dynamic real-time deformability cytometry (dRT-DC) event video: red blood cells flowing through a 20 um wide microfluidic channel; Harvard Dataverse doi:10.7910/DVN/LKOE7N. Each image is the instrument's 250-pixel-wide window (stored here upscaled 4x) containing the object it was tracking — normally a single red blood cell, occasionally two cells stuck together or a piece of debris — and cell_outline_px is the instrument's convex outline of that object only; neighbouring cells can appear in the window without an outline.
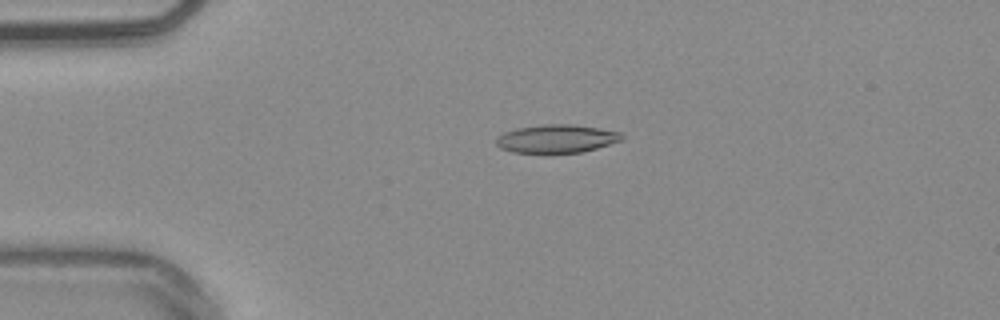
{"species": "common noctule bat (a hibernating species)", "species_latin": "Nyctalus noctula", "temperature_condition": "warm", "stored_images_in_passage": 54, "camera_frame_rate_fps": 3000, "um_per_image_px": 0.085, "animal": {"sex": "male", "body_mass_g": 20.4}, "frame": {"image": 1, "passage_image": 13, "time_ms": 4.0, "image_size_px": [1000, 320], "cell_outline_px": [[624, 136], [620, 140], [596, 148], [580, 152], [512, 152], [500, 148], [496, 144], [496, 136], [504, 132], [516, 128], [544, 124], [568, 124], [600, 128], [620, 132]], "centroid_in_image_um": [47.26, 11.77], "position_along_channel_um": 37.7, "area_um2": 20.4}}
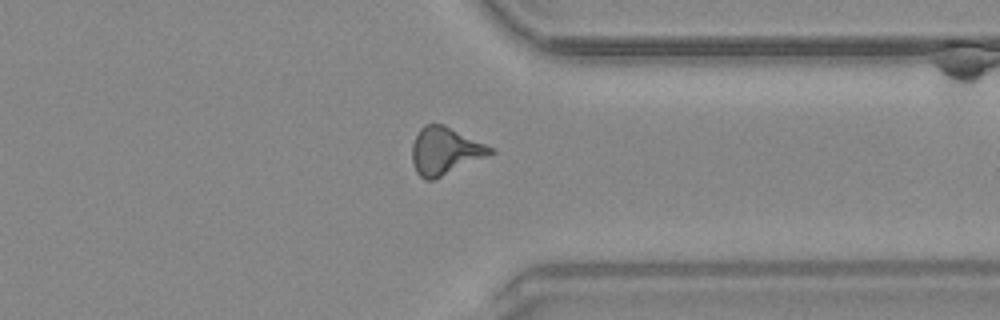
{"frame": {"image": 2, "passage_image": 42, "time_ms": 13.667, "image_size_px": [1000, 320], "cell_outline_px": [[496, 152], [432, 180], [424, 180], [416, 172], [412, 160], [412, 144], [420, 128], [424, 124], [444, 124], [492, 148]], "centroid_in_image_um": [37.78, 12.82], "position_along_channel_um": 373.6, "area_um2": 21.21}}
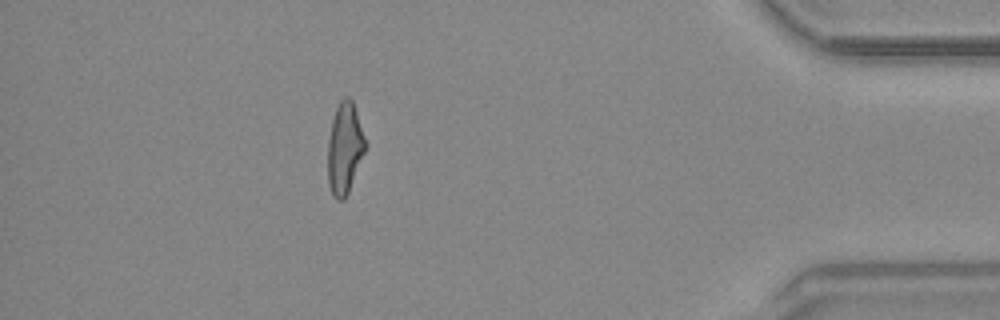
{"frame": {"image": 3, "passage_image": 48, "time_ms": 15.667, "image_size_px": [1000, 320], "cell_outline_px": [[368, 144], [348, 192], [344, 200], [336, 200], [332, 196], [328, 184], [328, 140], [332, 120], [336, 108], [340, 100], [344, 96], [348, 96], [352, 100]], "centroid_in_image_um": [29.3, 12.61], "position_along_channel_um": 405.9, "area_um2": 20.11}, "authors_computed_cell_mechanics": {"area_um2": 20.4034, "velocity_mm_per_s": 3.8535, "shape_relaxation_time_tau1_ms": null, "shape_relaxation_time_tau2_ms": 3.0622, "deformation_change_tau1": null, "deformation_change_tau2": 0.126}}